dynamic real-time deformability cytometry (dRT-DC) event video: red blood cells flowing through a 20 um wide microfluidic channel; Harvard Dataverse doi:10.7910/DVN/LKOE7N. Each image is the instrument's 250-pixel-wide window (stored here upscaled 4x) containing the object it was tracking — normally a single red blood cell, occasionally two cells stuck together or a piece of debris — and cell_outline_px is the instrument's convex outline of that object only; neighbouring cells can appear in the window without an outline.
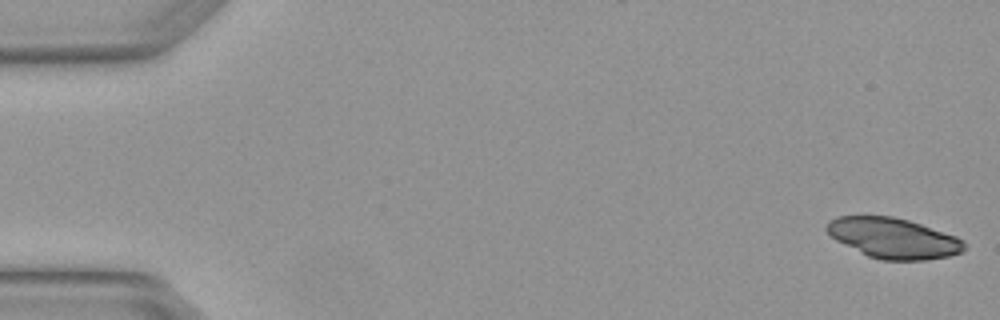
{"species": "Egyptian fruit bat (a non-hibernating species)", "species_latin": "Rousettus aegyptiacus", "temperature_condition": "warm", "stored_images_in_passage": 6, "camera_frame_rate_fps": 3000, "um_per_image_px": 0.085, "animal": {"sex": "female"}, "frame": {"image": 1, "passage_image": 1, "time_ms": 0.0, "image_size_px": [1000, 320], "cell_outline_px": [[964, 248], [960, 252], [948, 256], [924, 260], [880, 260], [868, 256], [836, 240], [824, 228], [828, 220], [836, 216], [892, 216], [908, 220], [956, 236], [964, 240]], "centroid_in_image_um": [75.9, 20.23], "position_along_channel_um": 9.1, "area_um2": 32.14}}